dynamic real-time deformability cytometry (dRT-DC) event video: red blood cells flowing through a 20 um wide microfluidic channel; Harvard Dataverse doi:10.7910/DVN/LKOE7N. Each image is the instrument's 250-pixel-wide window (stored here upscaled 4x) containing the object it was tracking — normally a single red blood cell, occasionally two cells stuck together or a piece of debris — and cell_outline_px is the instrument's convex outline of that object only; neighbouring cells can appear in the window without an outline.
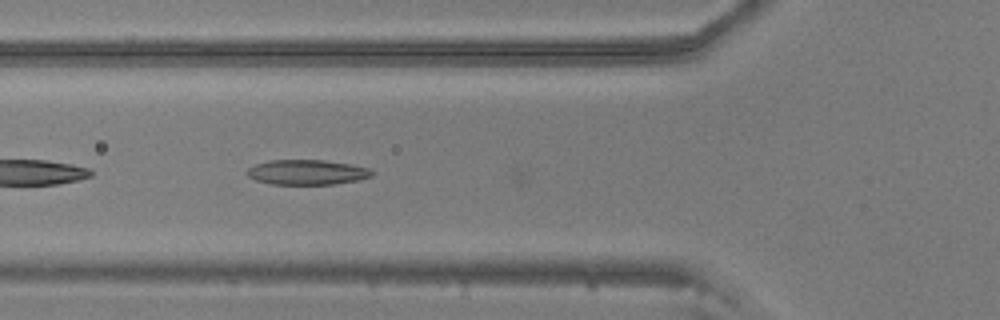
{"species": "common noctule bat (a hibernating species)", "species_latin": "Nyctalus noctula", "temperature_condition": "warm", "stored_images_in_passage": 7, "camera_frame_rate_fps": 3000, "um_per_image_px": 0.085, "animal": {"sex": "male", "body_mass_g": 20.5, "forearm_length_mm": 52.5}, "frame": {"image": 1, "passage_image": 6, "time_ms": 1.667, "image_size_px": [1000, 320], "cell_outline_px": [[372, 176], [360, 180], [336, 184], [272, 184], [256, 180], [248, 176], [244, 172], [248, 168], [256, 164], [268, 160], [324, 160], [352, 164], [368, 168], [372, 172]], "centroid_in_image_um": [26.09, 14.64], "position_along_channel_um": 99.7, "area_um2": 18.26}}